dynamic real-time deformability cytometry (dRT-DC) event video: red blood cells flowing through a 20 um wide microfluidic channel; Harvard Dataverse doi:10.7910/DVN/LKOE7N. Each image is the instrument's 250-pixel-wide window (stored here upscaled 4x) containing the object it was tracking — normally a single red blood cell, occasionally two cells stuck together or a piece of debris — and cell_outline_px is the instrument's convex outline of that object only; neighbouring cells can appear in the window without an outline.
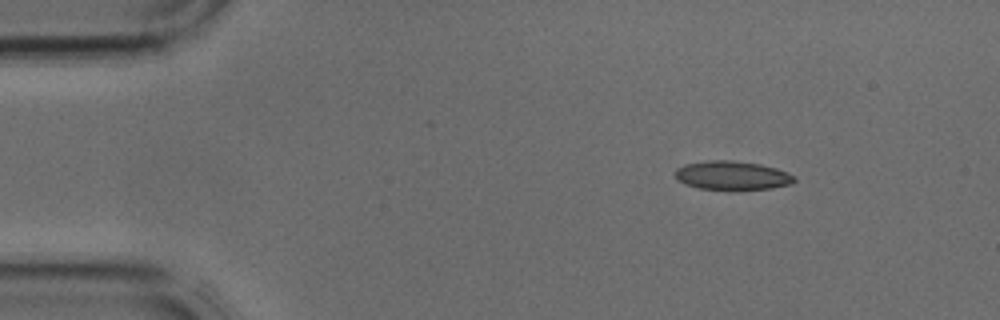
{"species": "common noctule bat (a hibernating species)", "species_latin": "Nyctalus noctula", "temperature_condition": "cold", "stored_images_in_passage": 3, "camera_frame_rate_fps": 3000, "um_per_image_px": 0.085, "animal": {"sex": "male", "body_mass_g": 17.9, "forearm_length_mm": 54.2}, "frame": {"image": 1, "passage_image": 3, "time_ms": 0.667, "image_size_px": [1000, 320], "cell_outline_px": [[796, 180], [792, 184], [772, 188], [740, 192], [700, 188], [684, 184], [676, 180], [676, 168], [684, 164], [708, 160], [732, 160], [760, 164], [776, 168], [788, 172], [796, 176]], "centroid_in_image_um": [62.27, 14.94], "position_along_channel_um": 22.7, "area_um2": 20.81}}